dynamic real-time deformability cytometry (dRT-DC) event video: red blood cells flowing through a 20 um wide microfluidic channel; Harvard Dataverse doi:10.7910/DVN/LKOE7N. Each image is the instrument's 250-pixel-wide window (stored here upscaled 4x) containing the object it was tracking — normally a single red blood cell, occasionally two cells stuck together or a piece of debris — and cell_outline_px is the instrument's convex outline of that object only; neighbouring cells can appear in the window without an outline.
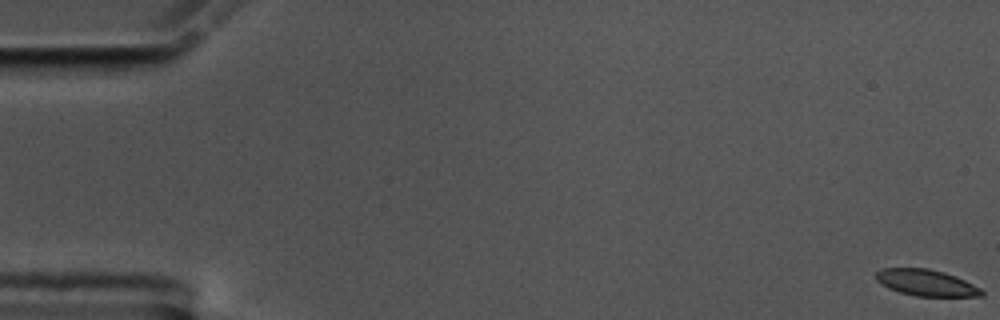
{"species": "common noctule bat (a hibernating species)", "species_latin": "Nyctalus noctula", "temperature_condition": "cold", "stored_images_in_passage": 59, "camera_frame_rate_fps": 3000, "um_per_image_px": 0.085, "animal": {"sex": "male", "body_mass_g": 17.5, "forearm_length_mm": 52.3}, "frame": {"image": 1, "passage_image": 1, "time_ms": 0.0, "image_size_px": [1000, 320], "cell_outline_px": [[984, 296], [916, 296], [900, 292], [888, 288], [876, 280], [876, 272], [880, 268], [928, 268], [944, 272], [956, 276], [980, 288], [984, 292]], "centroid_in_image_um": [78.71, 24.03], "position_along_channel_um": 6.3, "area_um2": 16.18}}
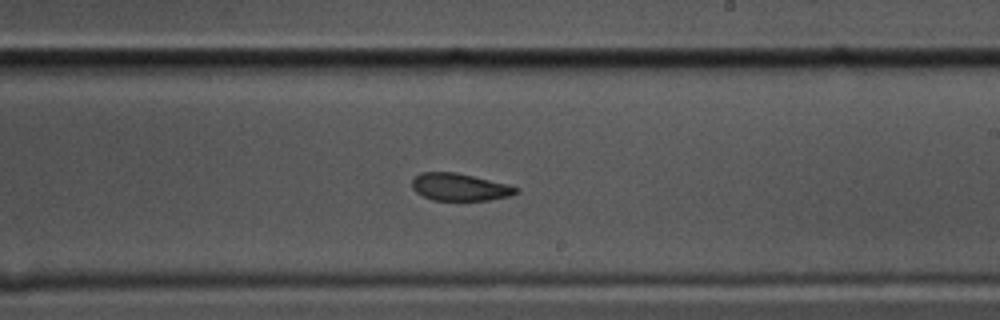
{"frame": {"image": 2, "passage_image": 35, "time_ms": 11.333, "image_size_px": [1000, 320], "cell_outline_px": [[520, 192], [508, 196], [488, 200], [432, 200], [416, 192], [412, 188], [412, 180], [420, 172], [456, 172], [520, 188]], "centroid_in_image_um": [39.04, 15.9], "position_along_channel_um": 250.0, "area_um2": 16.36}}
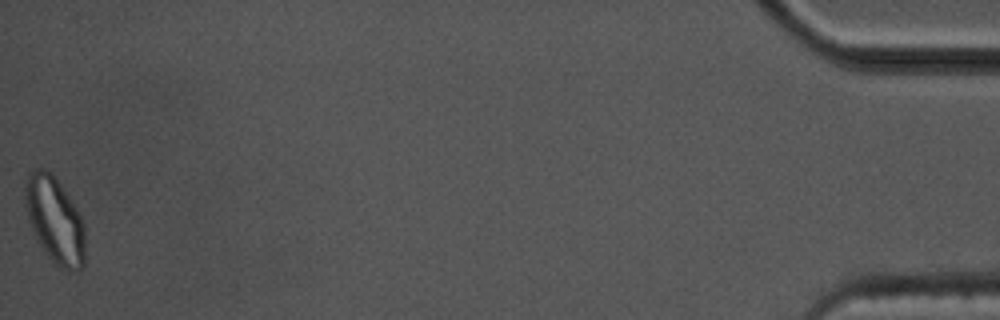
{"frame": {"image": 3, "passage_image": 59, "time_ms": 19.333, "image_size_px": [1000, 320], "cell_outline_px": [[84, 264], [76, 272], [64, 268], [56, 264], [44, 252], [28, 220], [24, 204], [24, 184], [28, 172], [40, 164], [52, 172], [76, 208], [84, 224]], "centroid_in_image_um": [4.61, 18.62], "position_along_channel_um": 430.6, "area_um2": 30.35}, "authors_computed_cell_mechanics": {"area_um2": 17.629, "velocity_mm_per_s": 3.4726, "shape_relaxation_time_tau1_ms": 6.7294, "shape_relaxation_time_tau2_ms": 2.4447, "deformation_change_tau1": 0.1395, "deformation_change_tau2": 0.077}}